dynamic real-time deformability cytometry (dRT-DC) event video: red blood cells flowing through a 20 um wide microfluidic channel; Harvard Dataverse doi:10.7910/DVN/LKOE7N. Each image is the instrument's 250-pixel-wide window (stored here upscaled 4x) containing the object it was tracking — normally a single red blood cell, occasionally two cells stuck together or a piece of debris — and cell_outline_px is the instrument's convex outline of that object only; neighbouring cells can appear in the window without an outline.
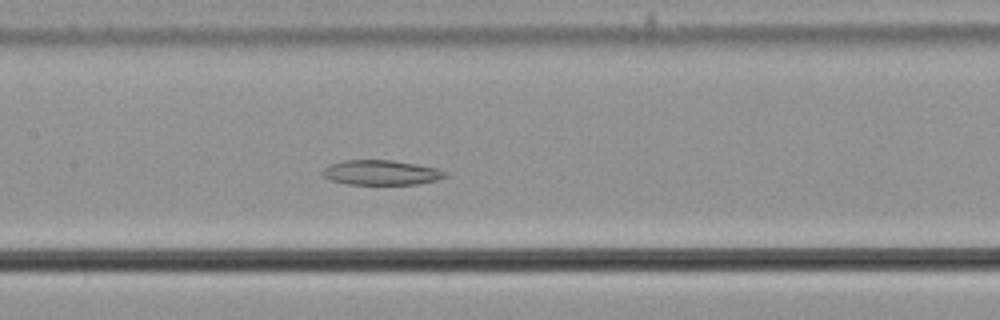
{"species": "common noctule bat (a hibernating species)", "species_latin": "Nyctalus noctula", "temperature_condition": "cold", "stored_images_in_passage": 56, "camera_frame_rate_fps": 3000, "um_per_image_px": 0.085, "animal": {"sex": "male", "body_mass_g": 21.5, "forearm_length_mm": 52.0}, "frame": {"image": 1, "passage_image": 27, "time_ms": 8.667, "image_size_px": [1000, 320], "cell_outline_px": [[448, 176], [436, 180], [416, 184], [348, 184], [332, 180], [324, 176], [324, 168], [332, 164], [344, 160], [392, 160], [440, 168], [448, 172]], "centroid_in_image_um": [32.48, 14.66], "position_along_channel_um": 174.9, "area_um2": 17.63}}
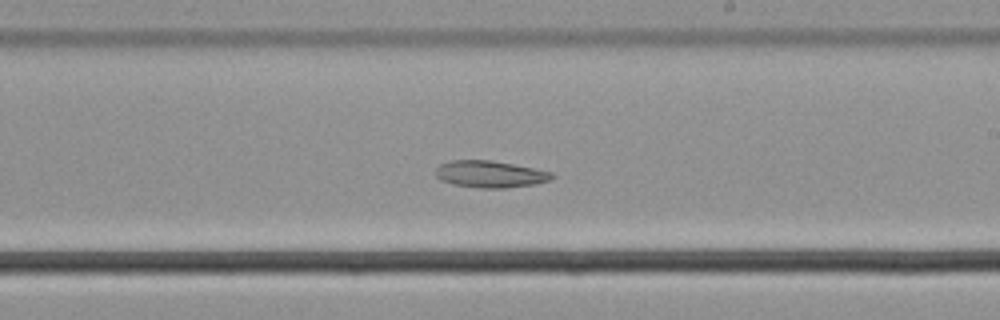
{"frame": {"image": 2, "passage_image": 33, "time_ms": 10.667, "image_size_px": [1000, 320], "cell_outline_px": [[556, 176], [548, 180], [536, 184], [504, 188], [480, 188], [452, 184], [440, 180], [436, 176], [436, 168], [440, 164], [448, 160], [492, 160], [552, 172]], "centroid_in_image_um": [41.63, 14.8], "position_along_channel_um": 247.4, "area_um2": 18.21}}
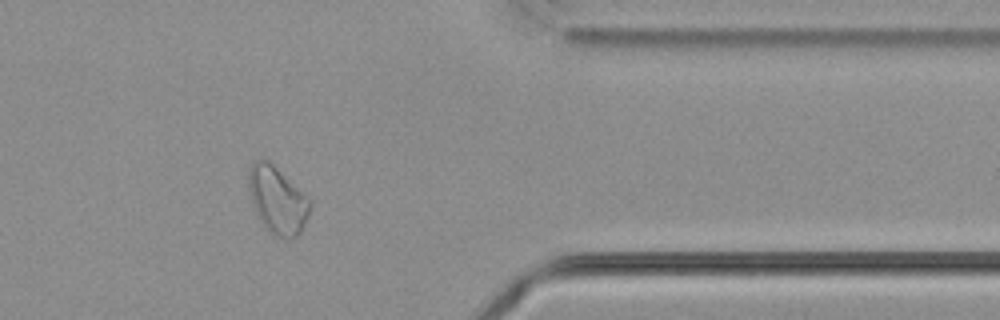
{"frame": {"image": 3, "passage_image": 46, "time_ms": 15.0, "image_size_px": [1000, 320], "cell_outline_px": [[312, 204], [308, 216], [300, 232], [296, 236], [272, 236], [260, 220], [256, 212], [248, 188], [248, 168], [256, 160], [268, 160], [312, 200]], "centroid_in_image_um": [23.58, 16.99], "position_along_channel_um": 387.8, "area_um2": 23.7}}